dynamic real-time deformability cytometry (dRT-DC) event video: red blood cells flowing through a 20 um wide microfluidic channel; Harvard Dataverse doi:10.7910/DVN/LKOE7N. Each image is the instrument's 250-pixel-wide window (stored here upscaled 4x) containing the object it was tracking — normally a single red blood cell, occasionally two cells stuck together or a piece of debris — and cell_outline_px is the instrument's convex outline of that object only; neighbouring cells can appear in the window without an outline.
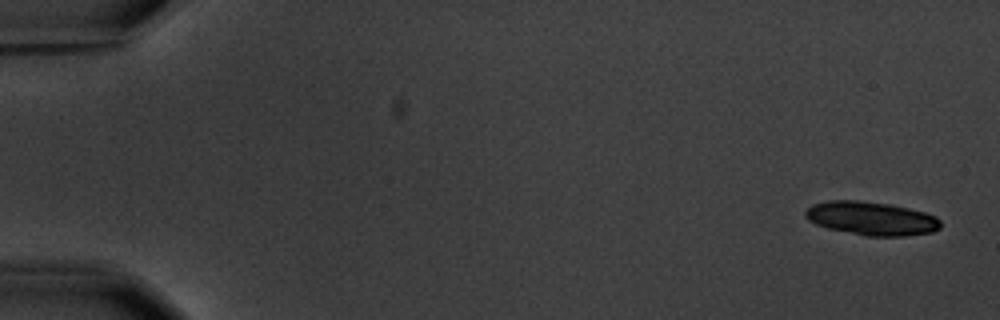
{"species": "common noctule bat (a hibernating species)", "species_latin": "Nyctalus noctula", "temperature_condition": "warm", "stored_images_in_passage": 4, "camera_frame_rate_fps": 3000, "um_per_image_px": 0.085, "animal": {"sex": "male", "body_mass_g": 20.1, "forearm_length_mm": 53.5}, "frame": {"image": 1, "passage_image": 1, "time_ms": 0.0, "image_size_px": [1000, 320], "cell_outline_px": [[940, 228], [932, 232], [904, 236], [864, 236], [828, 228], [816, 224], [808, 220], [804, 216], [804, 212], [812, 204], [828, 200], [856, 200], [888, 204], [908, 208], [924, 212], [936, 216], [940, 220]], "centroid_in_image_um": [74.05, 18.57], "position_along_channel_um": 11.0, "area_um2": 26.47}}